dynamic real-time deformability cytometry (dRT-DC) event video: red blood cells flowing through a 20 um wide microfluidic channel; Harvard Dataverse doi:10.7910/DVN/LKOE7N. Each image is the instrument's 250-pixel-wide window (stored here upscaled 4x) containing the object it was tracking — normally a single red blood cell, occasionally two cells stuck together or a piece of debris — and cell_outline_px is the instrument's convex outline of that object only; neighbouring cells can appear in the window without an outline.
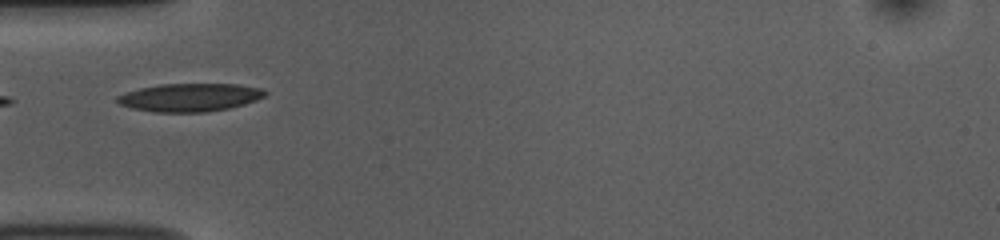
{"species": "common noctule bat (a hibernating species)", "species_latin": "Nyctalus noctula", "temperature_condition": "room temperature", "stored_images_in_passage": 25, "camera_frame_rate_fps": 3000, "um_per_image_px": 0.085, "animal": {"sex": "female", "body_mass_g": 10.0, "forearm_length_mm": 53.1}, "frame": {"image": 1, "passage_image": 13, "time_ms": 4.0, "image_size_px": [1000, 240], "cell_outline_px": [[268, 92], [264, 96], [256, 100], [244, 104], [228, 108], [204, 112], [152, 112], [132, 108], [120, 104], [116, 100], [116, 96], [140, 88], [160, 84], [236, 84], [264, 88]], "centroid_in_image_um": [16.15, 8.27], "position_along_channel_um": 68.8, "area_um2": 24.16}}
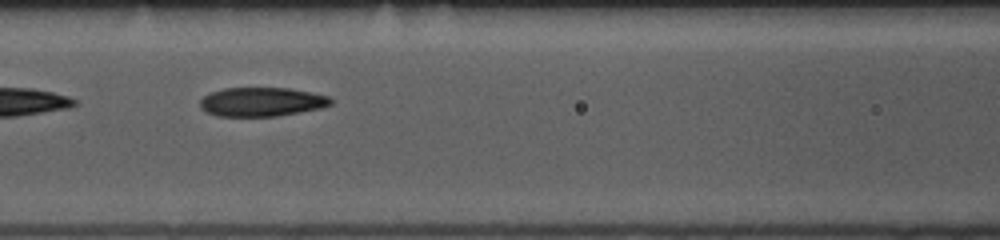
{"frame": {"image": 2, "passage_image": 19, "time_ms": 6.0, "image_size_px": [1000, 240], "cell_outline_px": [[332, 104], [320, 108], [300, 112], [276, 116], [216, 116], [200, 108], [200, 100], [204, 96], [212, 92], [224, 88], [288, 88], [328, 96], [332, 100]], "centroid_in_image_um": [22.22, 8.66], "position_along_channel_um": 144.4, "area_um2": 21.91}}
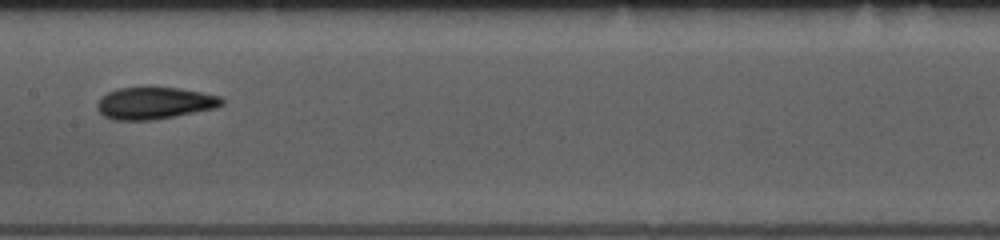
{"frame": {"image": 3, "passage_image": 23, "time_ms": 7.333, "image_size_px": [1000, 240], "cell_outline_px": [[224, 104], [216, 108], [152, 120], [112, 120], [104, 116], [96, 108], [96, 104], [108, 92], [120, 88], [148, 84], [180, 88], [220, 96], [224, 100]], "centroid_in_image_um": [13.13, 8.72], "position_along_channel_um": 194.3, "area_um2": 23.81}}